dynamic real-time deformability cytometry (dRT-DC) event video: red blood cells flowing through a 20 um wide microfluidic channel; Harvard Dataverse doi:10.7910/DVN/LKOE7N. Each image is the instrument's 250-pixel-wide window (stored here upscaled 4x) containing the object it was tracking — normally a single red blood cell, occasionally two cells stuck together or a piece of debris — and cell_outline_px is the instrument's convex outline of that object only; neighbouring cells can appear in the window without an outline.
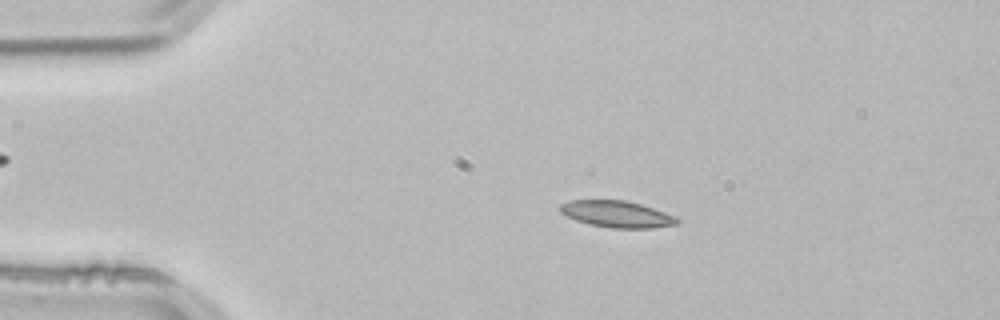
{"species": "common noctule bat (a hibernating species)", "species_latin": "Nyctalus noctula", "temperature_condition": "room temperature", "stored_images_in_passage": 54, "camera_frame_rate_fps": 3000, "um_per_image_px": 0.085, "animal": {"sex": "male", "body_mass_g": 21.5, "forearm_length_mm": 52.0}, "frame": {"image": 1, "passage_image": 11, "time_ms": 3.333, "image_size_px": [1000, 320], "cell_outline_px": [[680, 224], [652, 228], [612, 228], [588, 224], [576, 220], [560, 212], [556, 208], [560, 204], [572, 200], [624, 200], [640, 204], [676, 216], [680, 220]], "centroid_in_image_um": [52.43, 18.2], "position_along_channel_um": 32.6, "area_um2": 18.21}}
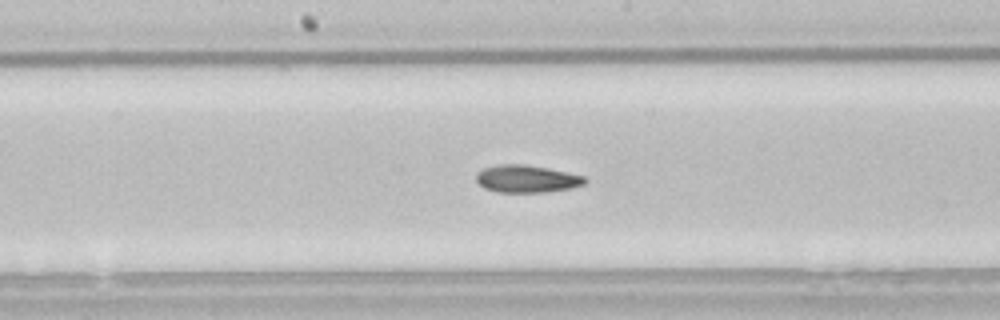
{"frame": {"image": 2, "passage_image": 28, "time_ms": 9.0, "image_size_px": [1000, 320], "cell_outline_px": [[588, 180], [584, 184], [572, 188], [544, 192], [496, 192], [484, 188], [476, 180], [476, 172], [484, 168], [500, 164], [524, 164], [548, 168], [568, 172], [584, 176]], "centroid_in_image_um": [44.77, 15.2], "position_along_channel_um": 203.4, "area_um2": 17.46}}
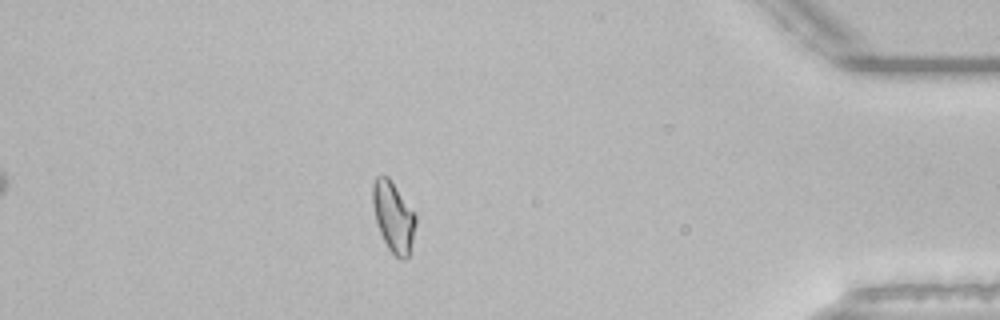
{"frame": {"image": 3, "passage_image": 47, "time_ms": 15.333, "image_size_px": [1000, 320], "cell_outline_px": [[416, 224], [408, 256], [404, 260], [400, 260], [388, 248], [380, 232], [376, 220], [372, 204], [372, 184], [376, 176], [388, 176], [416, 216]], "centroid_in_image_um": [33.42, 18.42], "position_along_channel_um": 401.8, "area_um2": 17.28}, "authors_computed_cell_mechanics": {"area_um2": 17.8602, "velocity_mm_per_s": 3.8268, "shape_relaxation_time_tau1_ms": null, "shape_relaxation_time_tau2_ms": 7.3362, "deformation_change_tau1": null, "deformation_change_tau2": 0.1262}}